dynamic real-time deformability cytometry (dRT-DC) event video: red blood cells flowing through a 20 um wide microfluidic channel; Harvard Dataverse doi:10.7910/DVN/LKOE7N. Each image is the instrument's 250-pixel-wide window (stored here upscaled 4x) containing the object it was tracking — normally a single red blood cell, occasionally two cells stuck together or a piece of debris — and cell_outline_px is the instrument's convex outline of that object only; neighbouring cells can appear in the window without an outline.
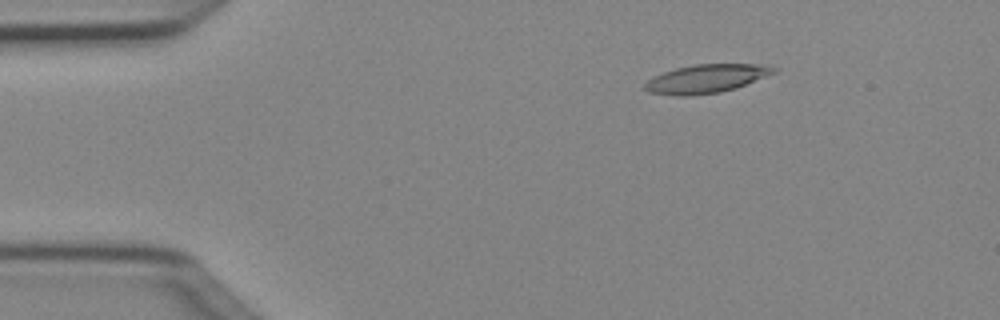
{"species": "Egyptian fruit bat (a non-hibernating species)", "species_latin": "Rousettus aegyptiacus", "temperature_condition": "cold", "stored_images_in_passage": 3, "camera_frame_rate_fps": 3000, "um_per_image_px": 0.085, "animal": {"sex": "female"}, "frame": {"image": 1, "passage_image": 1, "time_ms": 0.0, "image_size_px": [1000, 320], "cell_outline_px": [[776, 72], [736, 88], [720, 92], [692, 96], [676, 96], [648, 92], [644, 88], [644, 84], [648, 80], [664, 72], [676, 68], [696, 64], [768, 64], [776, 68]], "centroid_in_image_um": [60.04, 6.69], "position_along_channel_um": 25.0, "area_um2": 21.39}}
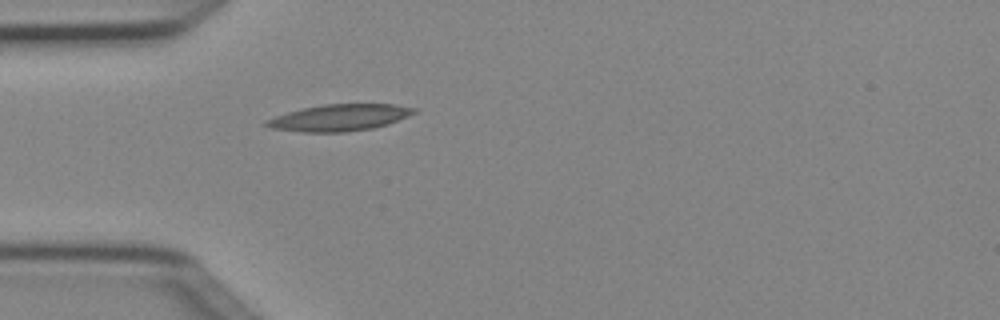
{"frame": {"image": 2, "passage_image": 3, "time_ms": 0.667, "image_size_px": [1000, 320], "cell_outline_px": [[416, 112], [388, 124], [372, 128], [344, 132], [304, 132], [272, 128], [264, 124], [264, 120], [288, 112], [304, 108], [324, 104], [392, 104], [416, 108]], "centroid_in_image_um": [28.84, 10.0], "position_along_channel_um": 56.2, "area_um2": 22.6}}